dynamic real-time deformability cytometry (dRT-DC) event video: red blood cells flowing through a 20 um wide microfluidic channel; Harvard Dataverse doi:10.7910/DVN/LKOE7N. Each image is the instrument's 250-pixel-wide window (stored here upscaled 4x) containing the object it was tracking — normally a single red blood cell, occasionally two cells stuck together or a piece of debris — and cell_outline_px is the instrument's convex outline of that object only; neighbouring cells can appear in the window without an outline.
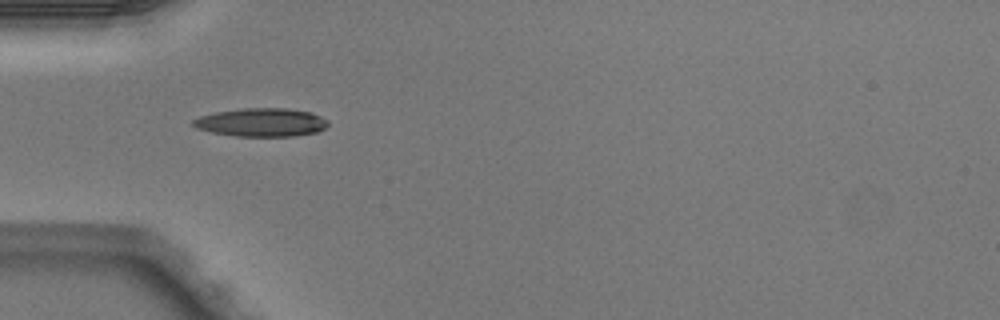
{"species": "Egyptian fruit bat (a non-hibernating species)", "species_latin": "Rousettus aegyptiacus", "temperature_condition": "warm", "stored_images_in_passage": 6, "camera_frame_rate_fps": 3000, "um_per_image_px": 0.085, "animal": {"sex": "male"}, "frame": {"image": 1, "passage_image": 4, "time_ms": 1.0, "image_size_px": [1000, 320], "cell_outline_px": [[328, 124], [324, 128], [316, 132], [296, 136], [236, 136], [212, 132], [196, 128], [192, 124], [192, 120], [200, 116], [216, 112], [244, 108], [284, 108], [312, 112], [328, 120]], "centroid_in_image_um": [22.22, 10.4], "position_along_channel_um": 62.8, "area_um2": 22.25}}
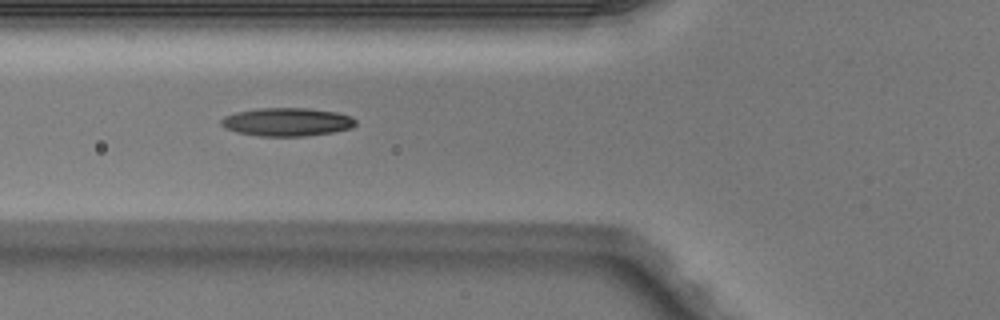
{"frame": {"image": 2, "passage_image": 5, "time_ms": 1.333, "image_size_px": [1000, 320], "cell_outline_px": [[356, 124], [352, 128], [332, 132], [304, 136], [260, 136], [236, 132], [224, 128], [220, 124], [220, 120], [224, 116], [236, 112], [260, 108], [308, 108], [336, 112], [352, 116], [356, 120]], "centroid_in_image_um": [24.38, 10.36], "position_along_channel_um": 101.4, "area_um2": 22.25}}
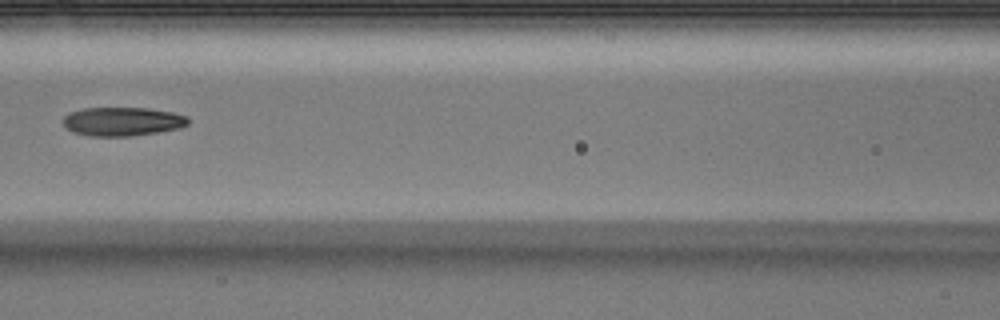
{"frame": {"image": 3, "passage_image": 6, "time_ms": 1.667, "image_size_px": [1000, 320], "cell_outline_px": [[188, 124], [180, 128], [132, 136], [92, 136], [76, 132], [68, 128], [64, 124], [64, 116], [68, 112], [84, 108], [148, 108], [172, 112], [188, 116]], "centroid_in_image_um": [10.43, 10.32], "position_along_channel_um": 156.2, "area_um2": 20.81}}